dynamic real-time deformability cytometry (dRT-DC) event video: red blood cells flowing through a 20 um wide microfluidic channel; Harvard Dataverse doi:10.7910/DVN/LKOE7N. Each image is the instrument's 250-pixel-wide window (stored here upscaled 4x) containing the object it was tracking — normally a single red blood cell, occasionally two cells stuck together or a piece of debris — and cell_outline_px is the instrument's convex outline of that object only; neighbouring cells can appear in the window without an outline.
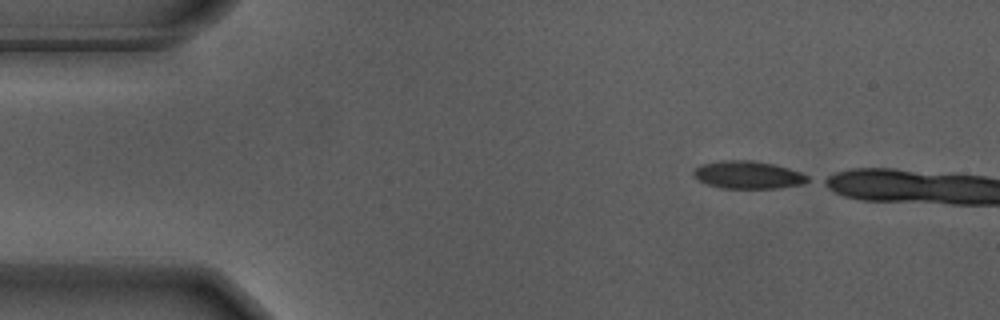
{"species": "Egyptian fruit bat (a non-hibernating species)", "species_latin": "Rousettus aegyptiacus", "temperature_condition": "warm", "stored_images_in_passage": 6, "camera_frame_rate_fps": 3000, "um_per_image_px": 0.085, "animal": {"sex": "male"}, "frame": {"image": 1, "passage_image": 1, "time_ms": 0.0, "image_size_px": [1000, 320], "cell_outline_px": [[808, 180], [800, 184], [776, 188], [724, 188], [708, 184], [700, 180], [692, 172], [700, 164], [724, 160], [752, 160], [772, 164], [788, 168], [800, 172], [808, 176]], "centroid_in_image_um": [63.56, 14.85], "position_along_channel_um": 21.4, "area_um2": 18.03}}